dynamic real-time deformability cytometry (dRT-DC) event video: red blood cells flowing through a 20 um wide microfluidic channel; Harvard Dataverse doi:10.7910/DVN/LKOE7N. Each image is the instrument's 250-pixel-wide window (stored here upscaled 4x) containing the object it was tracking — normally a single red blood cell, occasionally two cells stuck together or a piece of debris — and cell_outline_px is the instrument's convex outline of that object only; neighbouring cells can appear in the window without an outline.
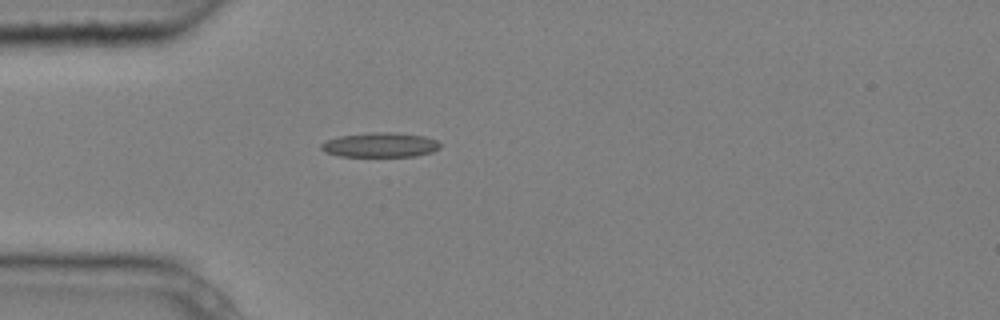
{"species": "common noctule bat (a hibernating species)", "species_latin": "Nyctalus noctula", "temperature_condition": "cold", "stored_images_in_passage": 1, "camera_frame_rate_fps": 3000, "um_per_image_px": 0.085, "animal": {"sex": "male", "body_mass_g": 20.4}, "frame": {"image": 1, "passage_image": 1, "time_ms": 0.0, "image_size_px": [1000, 320], "cell_outline_px": [[440, 148], [432, 152], [416, 156], [340, 156], [324, 152], [320, 148], [320, 144], [328, 140], [340, 136], [372, 132], [396, 132], [424, 136], [436, 140], [440, 144]], "centroid_in_image_um": [32.32, 12.31], "position_along_channel_um": 52.7, "area_um2": 17.05}}